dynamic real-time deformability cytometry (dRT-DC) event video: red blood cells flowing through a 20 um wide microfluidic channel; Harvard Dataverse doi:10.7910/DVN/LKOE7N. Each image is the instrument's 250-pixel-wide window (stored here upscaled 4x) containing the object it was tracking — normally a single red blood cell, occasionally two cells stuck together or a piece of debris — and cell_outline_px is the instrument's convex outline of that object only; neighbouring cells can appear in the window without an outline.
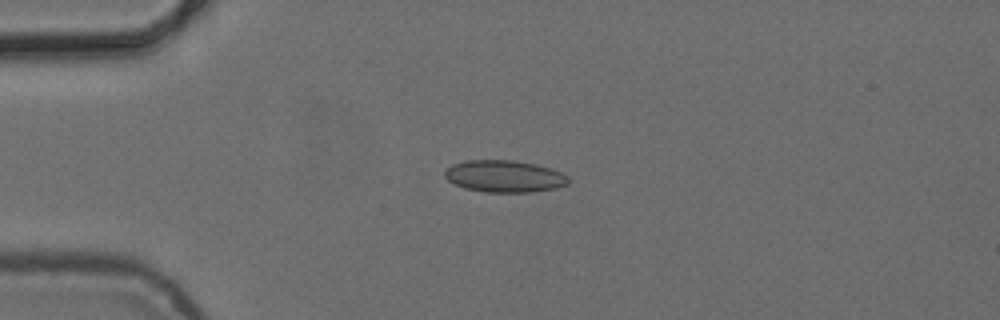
{"species": "common noctule bat (a hibernating species)", "species_latin": "Nyctalus noctula", "temperature_condition": "cold", "stored_images_in_passage": 4, "camera_frame_rate_fps": 3000, "um_per_image_px": 0.085, "animal": {"sex": "female", "body_mass_g": 24.6, "forearm_length_mm": 56.2}, "frame": {"image": 1, "passage_image": 3, "time_ms": 2.333, "image_size_px": [1000, 320], "cell_outline_px": [[568, 184], [556, 188], [532, 192], [484, 192], [464, 188], [448, 180], [444, 176], [444, 172], [452, 164], [468, 160], [512, 160], [536, 164], [552, 168], [568, 176]], "centroid_in_image_um": [42.88, 14.98], "position_along_channel_um": 42.1, "area_um2": 23.06}}